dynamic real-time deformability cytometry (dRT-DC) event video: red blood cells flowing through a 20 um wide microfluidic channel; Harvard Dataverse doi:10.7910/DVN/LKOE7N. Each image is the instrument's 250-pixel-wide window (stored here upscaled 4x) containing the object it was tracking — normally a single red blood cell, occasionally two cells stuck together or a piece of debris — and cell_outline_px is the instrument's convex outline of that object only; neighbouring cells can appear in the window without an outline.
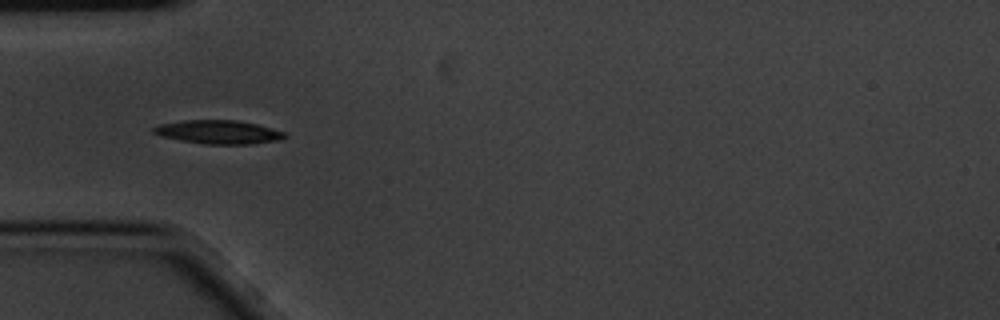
{"species": "common noctule bat (a hibernating species)", "species_latin": "Nyctalus noctula", "temperature_condition": "cold", "stored_images_in_passage": 3, "camera_frame_rate_fps": 3000, "um_per_image_px": 0.085, "animal": {"sex": "male", "body_mass_g": 20.1, "forearm_length_mm": 53.5}, "frame": {"image": 1, "passage_image": 1, "time_ms": 0.0, "image_size_px": [1000, 320], "cell_outline_px": [[288, 136], [280, 140], [252, 144], [204, 144], [180, 140], [160, 136], [152, 132], [152, 128], [160, 124], [184, 120], [236, 120], [256, 124], [284, 132]], "centroid_in_image_um": [18.56, 11.23], "position_along_channel_um": 66.4, "area_um2": 18.03}}
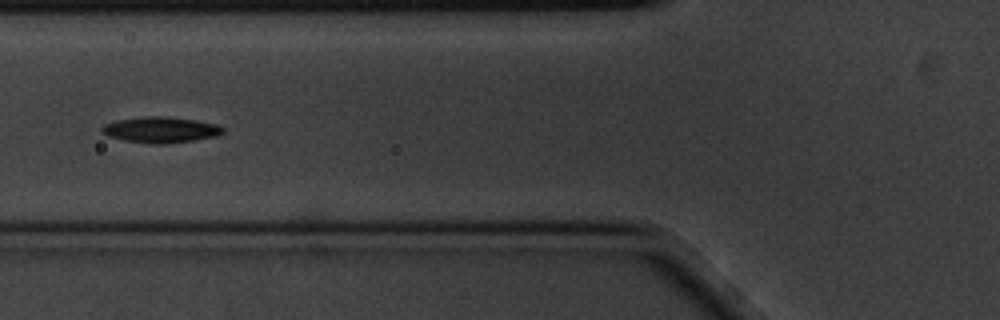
{"frame": {"image": 2, "passage_image": 2, "time_ms": 0.333, "image_size_px": [1000, 320], "cell_outline_px": [[224, 132], [216, 136], [192, 140], [164, 144], [152, 144], [124, 140], [108, 136], [100, 132], [100, 128], [104, 124], [116, 120], [144, 116], [168, 116], [196, 120], [220, 124], [224, 128]], "centroid_in_image_um": [13.65, 11.02], "position_along_channel_um": 112.2, "area_um2": 18.44}}
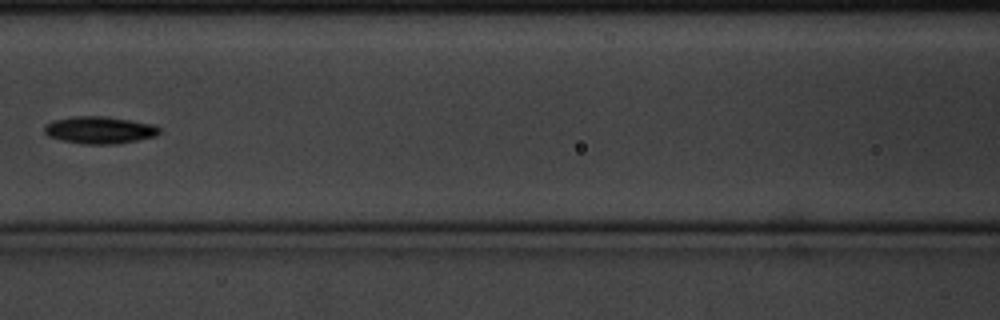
{"frame": {"image": 3, "passage_image": 3, "time_ms": 0.667, "image_size_px": [1000, 320], "cell_outline_px": [[160, 132], [156, 136], [116, 144], [84, 144], [60, 140], [48, 136], [44, 132], [44, 124], [52, 120], [72, 116], [104, 116], [152, 124], [160, 128]], "centroid_in_image_um": [8.4, 11.05], "position_along_channel_um": 158.2, "area_um2": 18.26}}